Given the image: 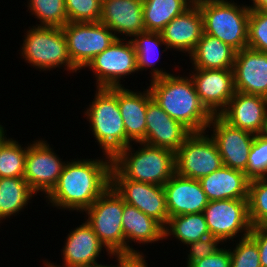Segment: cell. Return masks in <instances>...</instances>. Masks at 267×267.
<instances>
[{"instance_id":"1","label":"cell","mask_w":267,"mask_h":267,"mask_svg":"<svg viewBox=\"0 0 267 267\" xmlns=\"http://www.w3.org/2000/svg\"><path fill=\"white\" fill-rule=\"evenodd\" d=\"M104 157L67 160L56 186L44 196L48 205L84 214L111 185L112 158Z\"/></svg>"},{"instance_id":"2","label":"cell","mask_w":267,"mask_h":267,"mask_svg":"<svg viewBox=\"0 0 267 267\" xmlns=\"http://www.w3.org/2000/svg\"><path fill=\"white\" fill-rule=\"evenodd\" d=\"M170 74L150 80L152 98L191 132H205L213 115L202 104L189 75Z\"/></svg>"},{"instance_id":"3","label":"cell","mask_w":267,"mask_h":267,"mask_svg":"<svg viewBox=\"0 0 267 267\" xmlns=\"http://www.w3.org/2000/svg\"><path fill=\"white\" fill-rule=\"evenodd\" d=\"M130 144L112 158L111 179H128L163 186L175 173V152L144 142Z\"/></svg>"},{"instance_id":"4","label":"cell","mask_w":267,"mask_h":267,"mask_svg":"<svg viewBox=\"0 0 267 267\" xmlns=\"http://www.w3.org/2000/svg\"><path fill=\"white\" fill-rule=\"evenodd\" d=\"M84 115L103 155L113 158L133 142L126 136L118 105V87L96 88Z\"/></svg>"},{"instance_id":"5","label":"cell","mask_w":267,"mask_h":267,"mask_svg":"<svg viewBox=\"0 0 267 267\" xmlns=\"http://www.w3.org/2000/svg\"><path fill=\"white\" fill-rule=\"evenodd\" d=\"M203 17L204 33L217 37L236 51L247 48L248 4L233 0H203L197 2Z\"/></svg>"},{"instance_id":"6","label":"cell","mask_w":267,"mask_h":267,"mask_svg":"<svg viewBox=\"0 0 267 267\" xmlns=\"http://www.w3.org/2000/svg\"><path fill=\"white\" fill-rule=\"evenodd\" d=\"M24 34L21 50L18 51L21 58L27 61L26 63L43 71L60 69V67L69 73L79 71L68 53L62 28L33 25Z\"/></svg>"},{"instance_id":"7","label":"cell","mask_w":267,"mask_h":267,"mask_svg":"<svg viewBox=\"0 0 267 267\" xmlns=\"http://www.w3.org/2000/svg\"><path fill=\"white\" fill-rule=\"evenodd\" d=\"M124 201L110 185L84 212L86 222L111 253H125Z\"/></svg>"},{"instance_id":"8","label":"cell","mask_w":267,"mask_h":267,"mask_svg":"<svg viewBox=\"0 0 267 267\" xmlns=\"http://www.w3.org/2000/svg\"><path fill=\"white\" fill-rule=\"evenodd\" d=\"M86 67L92 70L95 76L96 88L124 87L121 80L127 75L129 77L133 73H138L133 43L130 39L117 38Z\"/></svg>"},{"instance_id":"9","label":"cell","mask_w":267,"mask_h":267,"mask_svg":"<svg viewBox=\"0 0 267 267\" xmlns=\"http://www.w3.org/2000/svg\"><path fill=\"white\" fill-rule=\"evenodd\" d=\"M176 173L200 180L223 166L221 155L211 136L192 132L175 152Z\"/></svg>"},{"instance_id":"10","label":"cell","mask_w":267,"mask_h":267,"mask_svg":"<svg viewBox=\"0 0 267 267\" xmlns=\"http://www.w3.org/2000/svg\"><path fill=\"white\" fill-rule=\"evenodd\" d=\"M62 31L65 34L68 53L73 64L85 69L88 63L107 49L116 36L106 25L99 22H67Z\"/></svg>"},{"instance_id":"11","label":"cell","mask_w":267,"mask_h":267,"mask_svg":"<svg viewBox=\"0 0 267 267\" xmlns=\"http://www.w3.org/2000/svg\"><path fill=\"white\" fill-rule=\"evenodd\" d=\"M203 213L211 236L224 244L238 236L247 237L251 232L247 199L209 201Z\"/></svg>"},{"instance_id":"12","label":"cell","mask_w":267,"mask_h":267,"mask_svg":"<svg viewBox=\"0 0 267 267\" xmlns=\"http://www.w3.org/2000/svg\"><path fill=\"white\" fill-rule=\"evenodd\" d=\"M32 142L27 144L23 178L36 194L42 192L47 196L56 186L67 161L60 159L47 140Z\"/></svg>"},{"instance_id":"13","label":"cell","mask_w":267,"mask_h":267,"mask_svg":"<svg viewBox=\"0 0 267 267\" xmlns=\"http://www.w3.org/2000/svg\"><path fill=\"white\" fill-rule=\"evenodd\" d=\"M207 129L206 133L212 131L209 135L217 146L223 166L245 171L255 134L231 126L219 115H213Z\"/></svg>"},{"instance_id":"14","label":"cell","mask_w":267,"mask_h":267,"mask_svg":"<svg viewBox=\"0 0 267 267\" xmlns=\"http://www.w3.org/2000/svg\"><path fill=\"white\" fill-rule=\"evenodd\" d=\"M192 70L189 76L202 104L212 115H219L236 92L233 69Z\"/></svg>"},{"instance_id":"15","label":"cell","mask_w":267,"mask_h":267,"mask_svg":"<svg viewBox=\"0 0 267 267\" xmlns=\"http://www.w3.org/2000/svg\"><path fill=\"white\" fill-rule=\"evenodd\" d=\"M111 186L126 204L154 218L163 227L169 220L163 186L128 179H111Z\"/></svg>"},{"instance_id":"16","label":"cell","mask_w":267,"mask_h":267,"mask_svg":"<svg viewBox=\"0 0 267 267\" xmlns=\"http://www.w3.org/2000/svg\"><path fill=\"white\" fill-rule=\"evenodd\" d=\"M69 232L61 250L62 266L43 260L44 267H74L92 264L98 262L97 258L102 256L100 255L102 250H106L107 255L111 258L112 253L100 241L86 220Z\"/></svg>"},{"instance_id":"17","label":"cell","mask_w":267,"mask_h":267,"mask_svg":"<svg viewBox=\"0 0 267 267\" xmlns=\"http://www.w3.org/2000/svg\"><path fill=\"white\" fill-rule=\"evenodd\" d=\"M192 132L174 120L152 98L147 104L146 136L142 141L176 152Z\"/></svg>"},{"instance_id":"18","label":"cell","mask_w":267,"mask_h":267,"mask_svg":"<svg viewBox=\"0 0 267 267\" xmlns=\"http://www.w3.org/2000/svg\"><path fill=\"white\" fill-rule=\"evenodd\" d=\"M233 74L237 92L267 98V53L248 47L236 51Z\"/></svg>"},{"instance_id":"19","label":"cell","mask_w":267,"mask_h":267,"mask_svg":"<svg viewBox=\"0 0 267 267\" xmlns=\"http://www.w3.org/2000/svg\"><path fill=\"white\" fill-rule=\"evenodd\" d=\"M163 188L169 217L202 213L208 205L209 200L199 180L175 173Z\"/></svg>"},{"instance_id":"20","label":"cell","mask_w":267,"mask_h":267,"mask_svg":"<svg viewBox=\"0 0 267 267\" xmlns=\"http://www.w3.org/2000/svg\"><path fill=\"white\" fill-rule=\"evenodd\" d=\"M219 116L233 127L258 135L267 118V98L236 91Z\"/></svg>"},{"instance_id":"21","label":"cell","mask_w":267,"mask_h":267,"mask_svg":"<svg viewBox=\"0 0 267 267\" xmlns=\"http://www.w3.org/2000/svg\"><path fill=\"white\" fill-rule=\"evenodd\" d=\"M168 49L191 54L204 33L203 17L197 3L173 18L161 31Z\"/></svg>"},{"instance_id":"22","label":"cell","mask_w":267,"mask_h":267,"mask_svg":"<svg viewBox=\"0 0 267 267\" xmlns=\"http://www.w3.org/2000/svg\"><path fill=\"white\" fill-rule=\"evenodd\" d=\"M100 22L113 31L116 38L120 35L123 39L132 38L144 32L143 0H102Z\"/></svg>"},{"instance_id":"23","label":"cell","mask_w":267,"mask_h":267,"mask_svg":"<svg viewBox=\"0 0 267 267\" xmlns=\"http://www.w3.org/2000/svg\"><path fill=\"white\" fill-rule=\"evenodd\" d=\"M151 99L148 87L143 92L118 87V105L126 136L134 143L145 139L147 104Z\"/></svg>"},{"instance_id":"24","label":"cell","mask_w":267,"mask_h":267,"mask_svg":"<svg viewBox=\"0 0 267 267\" xmlns=\"http://www.w3.org/2000/svg\"><path fill=\"white\" fill-rule=\"evenodd\" d=\"M199 181L209 201L248 199L250 179L244 171L222 166Z\"/></svg>"},{"instance_id":"25","label":"cell","mask_w":267,"mask_h":267,"mask_svg":"<svg viewBox=\"0 0 267 267\" xmlns=\"http://www.w3.org/2000/svg\"><path fill=\"white\" fill-rule=\"evenodd\" d=\"M122 227L125 237V253L142 252L130 246L132 242L146 245L164 240V227L158 221L125 202Z\"/></svg>"},{"instance_id":"26","label":"cell","mask_w":267,"mask_h":267,"mask_svg":"<svg viewBox=\"0 0 267 267\" xmlns=\"http://www.w3.org/2000/svg\"><path fill=\"white\" fill-rule=\"evenodd\" d=\"M236 50L217 37L203 33L190 55L192 69H233Z\"/></svg>"},{"instance_id":"27","label":"cell","mask_w":267,"mask_h":267,"mask_svg":"<svg viewBox=\"0 0 267 267\" xmlns=\"http://www.w3.org/2000/svg\"><path fill=\"white\" fill-rule=\"evenodd\" d=\"M130 40L136 51L137 67L139 72L151 69L150 80L172 74L170 72H166V70H162L163 68H155L156 63H158L159 59H161L160 47L165 45V48L162 50L163 53L168 50L160 32L144 31L133 36Z\"/></svg>"},{"instance_id":"28","label":"cell","mask_w":267,"mask_h":267,"mask_svg":"<svg viewBox=\"0 0 267 267\" xmlns=\"http://www.w3.org/2000/svg\"><path fill=\"white\" fill-rule=\"evenodd\" d=\"M33 195L37 196L24 178H0V223L24 211Z\"/></svg>"},{"instance_id":"29","label":"cell","mask_w":267,"mask_h":267,"mask_svg":"<svg viewBox=\"0 0 267 267\" xmlns=\"http://www.w3.org/2000/svg\"><path fill=\"white\" fill-rule=\"evenodd\" d=\"M192 4L191 0H143L145 31L160 32Z\"/></svg>"},{"instance_id":"30","label":"cell","mask_w":267,"mask_h":267,"mask_svg":"<svg viewBox=\"0 0 267 267\" xmlns=\"http://www.w3.org/2000/svg\"><path fill=\"white\" fill-rule=\"evenodd\" d=\"M173 235V236H172ZM174 237L184 245L211 236L204 213L169 217L164 227V240Z\"/></svg>"},{"instance_id":"31","label":"cell","mask_w":267,"mask_h":267,"mask_svg":"<svg viewBox=\"0 0 267 267\" xmlns=\"http://www.w3.org/2000/svg\"><path fill=\"white\" fill-rule=\"evenodd\" d=\"M27 146L13 138H6L0 145V178H23Z\"/></svg>"},{"instance_id":"32","label":"cell","mask_w":267,"mask_h":267,"mask_svg":"<svg viewBox=\"0 0 267 267\" xmlns=\"http://www.w3.org/2000/svg\"><path fill=\"white\" fill-rule=\"evenodd\" d=\"M27 4L29 13L39 20L36 26L62 28L68 22L65 0H28Z\"/></svg>"},{"instance_id":"33","label":"cell","mask_w":267,"mask_h":267,"mask_svg":"<svg viewBox=\"0 0 267 267\" xmlns=\"http://www.w3.org/2000/svg\"><path fill=\"white\" fill-rule=\"evenodd\" d=\"M247 200L251 225L267 226V177L249 181Z\"/></svg>"},{"instance_id":"34","label":"cell","mask_w":267,"mask_h":267,"mask_svg":"<svg viewBox=\"0 0 267 267\" xmlns=\"http://www.w3.org/2000/svg\"><path fill=\"white\" fill-rule=\"evenodd\" d=\"M68 22H99L102 0H65Z\"/></svg>"},{"instance_id":"35","label":"cell","mask_w":267,"mask_h":267,"mask_svg":"<svg viewBox=\"0 0 267 267\" xmlns=\"http://www.w3.org/2000/svg\"><path fill=\"white\" fill-rule=\"evenodd\" d=\"M237 239L235 247L229 248L231 267H261L257 243L249 235Z\"/></svg>"},{"instance_id":"36","label":"cell","mask_w":267,"mask_h":267,"mask_svg":"<svg viewBox=\"0 0 267 267\" xmlns=\"http://www.w3.org/2000/svg\"><path fill=\"white\" fill-rule=\"evenodd\" d=\"M247 47L267 53V11L250 9Z\"/></svg>"},{"instance_id":"37","label":"cell","mask_w":267,"mask_h":267,"mask_svg":"<svg viewBox=\"0 0 267 267\" xmlns=\"http://www.w3.org/2000/svg\"><path fill=\"white\" fill-rule=\"evenodd\" d=\"M251 180L267 177V140L255 135L249 151L248 165L244 171Z\"/></svg>"},{"instance_id":"38","label":"cell","mask_w":267,"mask_h":267,"mask_svg":"<svg viewBox=\"0 0 267 267\" xmlns=\"http://www.w3.org/2000/svg\"><path fill=\"white\" fill-rule=\"evenodd\" d=\"M223 244L224 243L218 237L213 236L186 244L187 247H190L187 251L188 254L186 258V267H188L194 261L201 260L213 254Z\"/></svg>"},{"instance_id":"39","label":"cell","mask_w":267,"mask_h":267,"mask_svg":"<svg viewBox=\"0 0 267 267\" xmlns=\"http://www.w3.org/2000/svg\"><path fill=\"white\" fill-rule=\"evenodd\" d=\"M188 267H231L230 250L224 246L201 260L192 262Z\"/></svg>"},{"instance_id":"40","label":"cell","mask_w":267,"mask_h":267,"mask_svg":"<svg viewBox=\"0 0 267 267\" xmlns=\"http://www.w3.org/2000/svg\"><path fill=\"white\" fill-rule=\"evenodd\" d=\"M112 258L116 259L115 267H148L143 252L112 253Z\"/></svg>"},{"instance_id":"41","label":"cell","mask_w":267,"mask_h":267,"mask_svg":"<svg viewBox=\"0 0 267 267\" xmlns=\"http://www.w3.org/2000/svg\"><path fill=\"white\" fill-rule=\"evenodd\" d=\"M249 236L257 243L261 267H267V226H252Z\"/></svg>"},{"instance_id":"42","label":"cell","mask_w":267,"mask_h":267,"mask_svg":"<svg viewBox=\"0 0 267 267\" xmlns=\"http://www.w3.org/2000/svg\"><path fill=\"white\" fill-rule=\"evenodd\" d=\"M252 5H249L250 9L267 11V0H251Z\"/></svg>"},{"instance_id":"43","label":"cell","mask_w":267,"mask_h":267,"mask_svg":"<svg viewBox=\"0 0 267 267\" xmlns=\"http://www.w3.org/2000/svg\"><path fill=\"white\" fill-rule=\"evenodd\" d=\"M74 267H115L114 265H108V264H104L103 265L101 263H98V262H95V263H92V264H83V265H77V266H74Z\"/></svg>"},{"instance_id":"44","label":"cell","mask_w":267,"mask_h":267,"mask_svg":"<svg viewBox=\"0 0 267 267\" xmlns=\"http://www.w3.org/2000/svg\"><path fill=\"white\" fill-rule=\"evenodd\" d=\"M263 139L267 140V118L262 126L260 133L258 134Z\"/></svg>"},{"instance_id":"45","label":"cell","mask_w":267,"mask_h":267,"mask_svg":"<svg viewBox=\"0 0 267 267\" xmlns=\"http://www.w3.org/2000/svg\"><path fill=\"white\" fill-rule=\"evenodd\" d=\"M5 134H6V130H5L4 126H2L0 124V145L7 138Z\"/></svg>"},{"instance_id":"46","label":"cell","mask_w":267,"mask_h":267,"mask_svg":"<svg viewBox=\"0 0 267 267\" xmlns=\"http://www.w3.org/2000/svg\"><path fill=\"white\" fill-rule=\"evenodd\" d=\"M193 3H197V2H200V1H203V0H191Z\"/></svg>"}]
</instances>
